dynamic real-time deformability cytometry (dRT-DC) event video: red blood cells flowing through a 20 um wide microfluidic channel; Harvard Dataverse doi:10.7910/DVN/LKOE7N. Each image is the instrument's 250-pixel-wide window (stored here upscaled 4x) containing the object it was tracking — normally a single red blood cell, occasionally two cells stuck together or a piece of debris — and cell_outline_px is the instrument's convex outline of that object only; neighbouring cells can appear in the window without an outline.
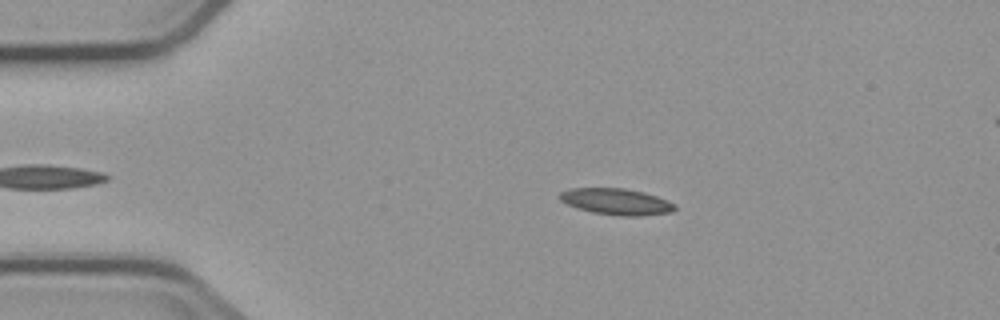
{"species": "common noctule bat (a hibernating species)", "species_latin": "Nyctalus noctula", "temperature_condition": "cold", "stored_images_in_passage": 4, "camera_frame_rate_fps": 3000, "um_per_image_px": 0.085, "animal": {"sex": "male", "body_mass_g": 23.1, "forearm_length_mm": 52.7}, "frame": {"image": 1, "passage_image": 2, "time_ms": 2.0, "image_size_px": [1000, 320], "cell_outline_px": [[676, 208], [672, 212], [640, 216], [624, 216], [592, 212], [576, 208], [560, 200], [556, 196], [560, 192], [568, 188], [624, 188], [644, 192], [656, 196], [676, 204]], "centroid_in_image_um": [52.36, 17.13], "position_along_channel_um": 32.6, "area_um2": 17.74}}